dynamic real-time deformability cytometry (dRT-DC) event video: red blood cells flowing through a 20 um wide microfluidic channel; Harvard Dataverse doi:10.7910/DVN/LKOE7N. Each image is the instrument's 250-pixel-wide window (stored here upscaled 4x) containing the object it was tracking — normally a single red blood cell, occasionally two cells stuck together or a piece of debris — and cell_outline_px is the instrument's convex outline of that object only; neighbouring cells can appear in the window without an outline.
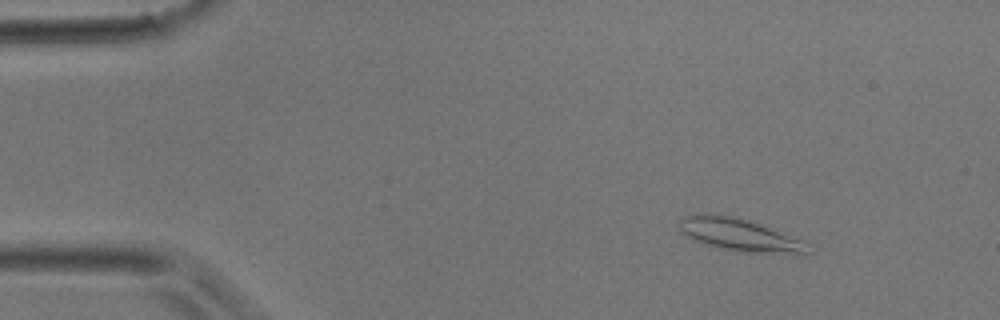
{"species": "common noctule bat (a hibernating species)", "species_latin": "Nyctalus noctula", "temperature_condition": "room temperature", "stored_images_in_passage": 3, "camera_frame_rate_fps": 3000, "um_per_image_px": 0.085, "animal": {"sex": "male", "body_mass_g": 17.9}, "frame": {"image": 1, "passage_image": 1, "time_ms": 0.0, "image_size_px": [1000, 320], "cell_outline_px": [[808, 256], [792, 256], [744, 252], [720, 248], [704, 244], [692, 240], [680, 232], [676, 224], [680, 216], [732, 216], [748, 220], [800, 240], [808, 252]], "centroid_in_image_um": [62.85, 20.03], "position_along_channel_um": 22.2, "area_um2": 24.16}}